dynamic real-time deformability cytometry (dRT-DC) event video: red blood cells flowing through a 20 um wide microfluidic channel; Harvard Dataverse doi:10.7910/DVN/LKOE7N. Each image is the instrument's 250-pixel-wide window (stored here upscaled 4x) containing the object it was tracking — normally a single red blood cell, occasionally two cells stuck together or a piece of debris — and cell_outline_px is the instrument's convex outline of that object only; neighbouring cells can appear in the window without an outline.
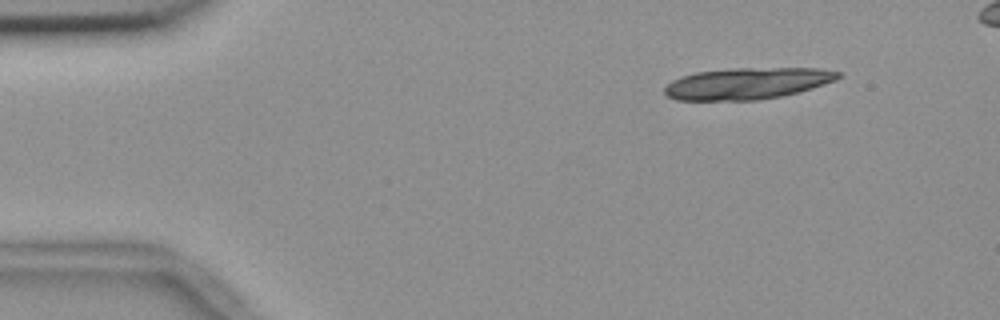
{"species": "common noctule bat (a hibernating species)", "species_latin": "Nyctalus noctula", "temperature_condition": "room temperature", "stored_images_in_passage": 8, "camera_frame_rate_fps": 3000, "um_per_image_px": 0.085, "animal": {"sex": "female", "body_mass_g": 18.4}, "frame": {"image": 1, "passage_image": 1, "time_ms": 0.0, "image_size_px": [1000, 320], "cell_outline_px": [[840, 76], [836, 80], [796, 92], [780, 96], [756, 100], [676, 100], [668, 96], [664, 92], [664, 88], [672, 80], [680, 76], [696, 72], [732, 68], [820, 68], [840, 72]], "centroid_in_image_um": [63.47, 7.08], "position_along_channel_um": 21.5, "area_um2": 31.67}}
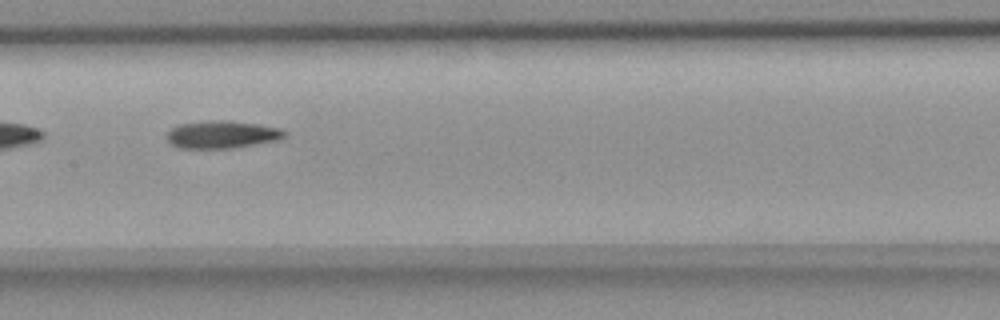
{"frame": {"image": 2, "passage_image": 7, "time_ms": 2.0, "image_size_px": [1000, 320], "cell_outline_px": [[288, 136], [276, 140], [232, 148], [176, 148], [168, 140], [168, 132], [172, 128], [180, 124], [212, 120], [228, 120], [256, 124], [280, 128], [288, 132]], "centroid_in_image_um": [18.9, 11.43], "position_along_channel_um": 188.5, "area_um2": 18.79}}
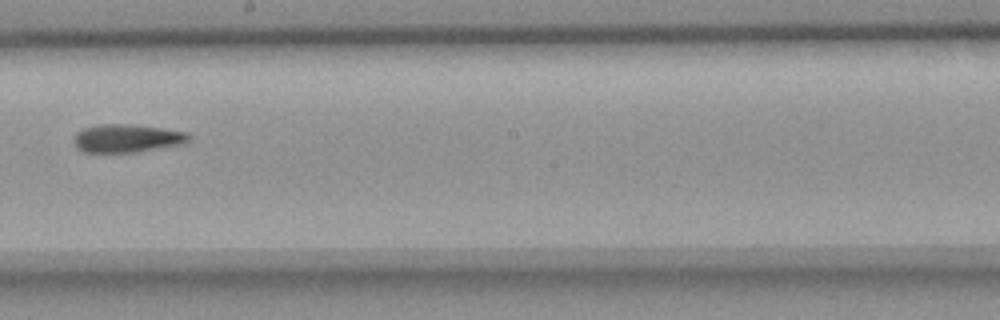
{"frame": {"image": 3, "passage_image": 8, "time_ms": 2.333, "image_size_px": [1000, 320], "cell_outline_px": [[192, 136], [188, 140], [180, 144], [136, 152], [84, 152], [76, 148], [72, 140], [76, 132], [84, 128], [100, 124], [128, 124], [160, 128], [188, 132]], "centroid_in_image_um": [10.74, 11.75], "position_along_channel_um": 237.5, "area_um2": 18.79}}